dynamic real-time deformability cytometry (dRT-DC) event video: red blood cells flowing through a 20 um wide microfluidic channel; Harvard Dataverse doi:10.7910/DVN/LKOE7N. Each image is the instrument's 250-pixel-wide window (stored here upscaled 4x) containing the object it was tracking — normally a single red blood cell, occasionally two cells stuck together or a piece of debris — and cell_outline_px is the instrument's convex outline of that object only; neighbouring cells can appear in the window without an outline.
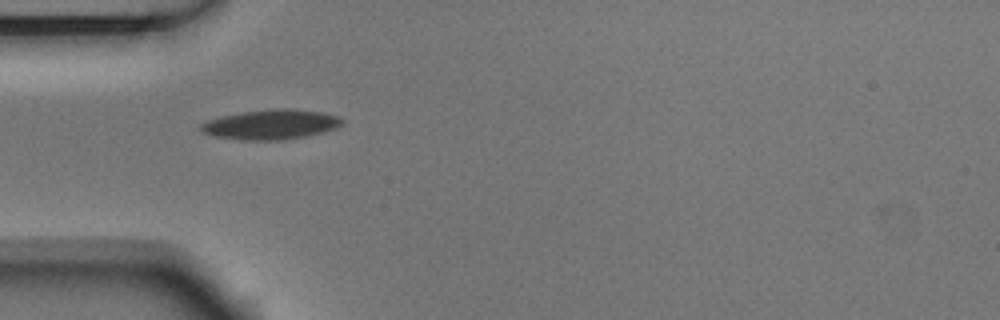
{"species": "Egyptian fruit bat (a non-hibernating species)", "species_latin": "Rousettus aegyptiacus", "temperature_condition": "room temperature", "stored_images_in_passage": 34, "camera_frame_rate_fps": 3000, "um_per_image_px": 0.085, "animal": {"sex": "male"}, "frame": {"image": 1, "passage_image": 1, "time_ms": 0.0, "image_size_px": [1000, 320], "cell_outline_px": [[344, 124], [336, 128], [324, 132], [284, 140], [240, 140], [212, 136], [200, 132], [200, 124], [208, 120], [224, 116], [244, 112], [276, 108], [292, 108], [324, 112], [340, 116], [344, 120]], "centroid_in_image_um": [23.07, 10.58], "position_along_channel_um": 61.9, "area_um2": 24.8}}
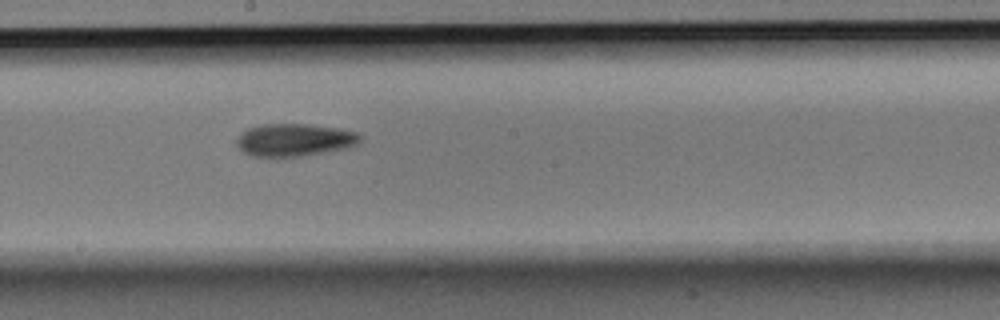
{"frame": {"image": 2, "passage_image": 14, "time_ms": 4.333, "image_size_px": [1000, 320], "cell_outline_px": [[360, 140], [356, 144], [344, 148], [296, 156], [252, 156], [244, 152], [236, 144], [236, 140], [240, 132], [248, 128], [264, 124], [308, 124], [340, 128], [356, 132], [360, 136]], "centroid_in_image_um": [24.98, 11.87], "position_along_channel_um": 223.2, "area_um2": 23.06}}
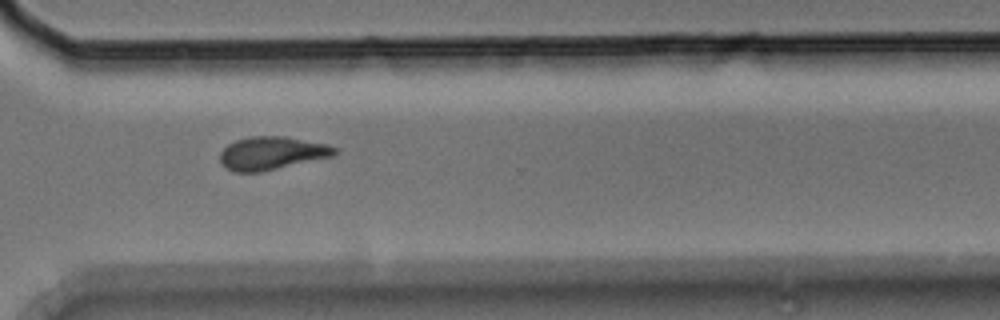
{"frame": {"image": 3, "passage_image": 24, "time_ms": 7.667, "image_size_px": [1000, 320], "cell_outline_px": [[336, 156], [260, 172], [232, 172], [220, 160], [220, 152], [228, 144], [236, 140], [252, 136], [284, 136], [328, 144], [336, 148]], "centroid_in_image_um": [23.13, 13.02], "position_along_channel_um": 347.5, "area_um2": 22.14}, "authors_computed_cell_mechanics": {"area_um2": 22.542, "velocity_mm_per_s": 3.7393, "shape_relaxation_time_tau1_ms": 5.6288, "shape_relaxation_time_tau2_ms": null, "deformation_change_tau1": 0.1255, "deformation_change_tau2": null}}